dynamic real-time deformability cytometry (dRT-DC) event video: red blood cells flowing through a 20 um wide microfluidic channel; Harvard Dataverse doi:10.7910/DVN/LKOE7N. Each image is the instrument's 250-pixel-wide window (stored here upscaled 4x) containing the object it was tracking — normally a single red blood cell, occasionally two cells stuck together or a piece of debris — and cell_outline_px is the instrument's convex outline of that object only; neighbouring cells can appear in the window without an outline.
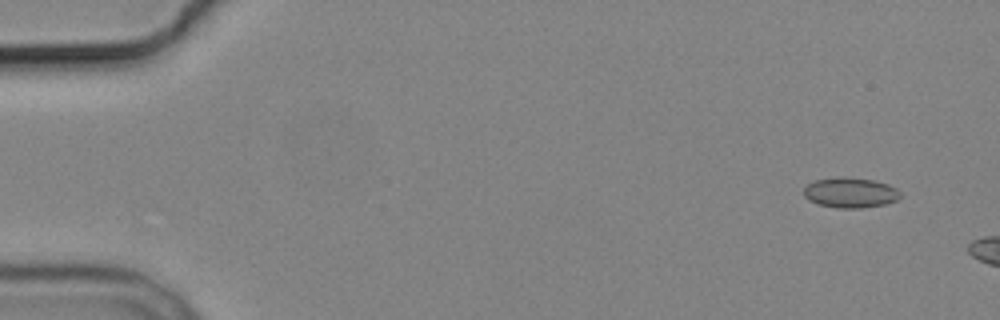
{"species": "common noctule bat (a hibernating species)", "species_latin": "Nyctalus noctula", "temperature_condition": "cold", "stored_images_in_passage": 3, "camera_frame_rate_fps": 3000, "um_per_image_px": 0.085, "animal": {"sex": "male", "body_mass_g": 19.2, "forearm_length_mm": 51.8}, "frame": {"image": 1, "passage_image": 1, "time_ms": 0.0, "image_size_px": [1000, 320], "cell_outline_px": [[900, 196], [896, 200], [884, 204], [860, 208], [836, 208], [820, 204], [808, 200], [804, 196], [804, 188], [808, 184], [816, 180], [872, 180], [888, 184], [896, 188], [900, 192]], "centroid_in_image_um": [72.29, 16.43], "position_along_channel_um": 12.7, "area_um2": 16.07}}